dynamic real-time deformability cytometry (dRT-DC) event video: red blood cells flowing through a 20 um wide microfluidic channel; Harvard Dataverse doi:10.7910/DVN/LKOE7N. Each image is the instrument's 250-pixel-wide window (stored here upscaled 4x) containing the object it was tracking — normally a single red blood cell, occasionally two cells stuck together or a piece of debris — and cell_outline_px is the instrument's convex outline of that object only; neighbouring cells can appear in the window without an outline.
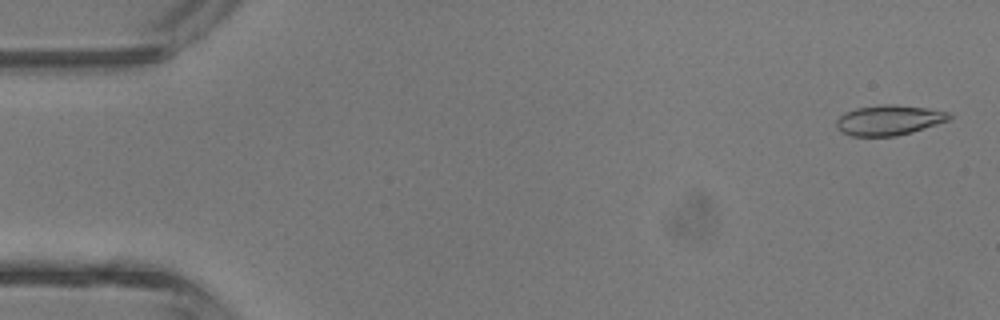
{"species": "common noctule bat (a hibernating species)", "species_latin": "Nyctalus noctula", "temperature_condition": "room temperature", "stored_images_in_passage": 4, "camera_frame_rate_fps": 3000, "um_per_image_px": 0.085, "animal": {"sex": "male", "body_mass_g": 13.3}, "frame": {"image": 1, "passage_image": 1, "time_ms": 0.0, "image_size_px": [1000, 320], "cell_outline_px": [[956, 116], [948, 120], [912, 132], [896, 136], [852, 136], [836, 128], [836, 120], [844, 112], [856, 108], [884, 104], [896, 104], [928, 108], [948, 112]], "centroid_in_image_um": [75.57, 10.2], "position_along_channel_um": 9.4, "area_um2": 19.88}}
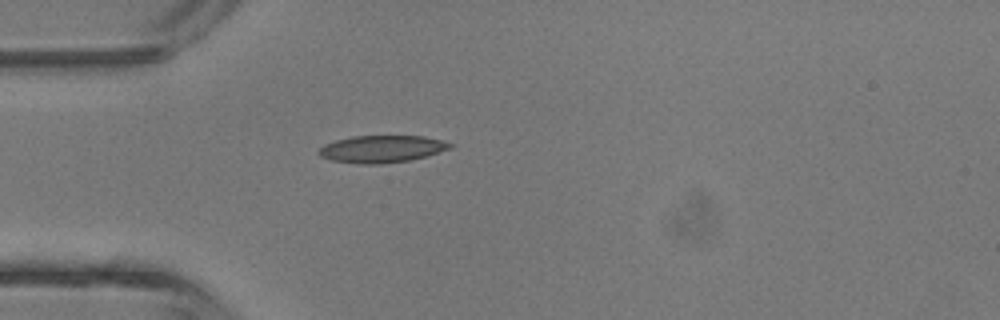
{"frame": {"image": 2, "passage_image": 4, "time_ms": 3.667, "image_size_px": [1000, 320], "cell_outline_px": [[452, 148], [424, 156], [408, 160], [380, 164], [360, 164], [332, 160], [320, 156], [316, 152], [324, 144], [336, 140], [352, 136], [424, 136], [440, 140], [452, 144]], "centroid_in_image_um": [32.4, 12.66], "position_along_channel_um": 52.6, "area_um2": 20.58}}